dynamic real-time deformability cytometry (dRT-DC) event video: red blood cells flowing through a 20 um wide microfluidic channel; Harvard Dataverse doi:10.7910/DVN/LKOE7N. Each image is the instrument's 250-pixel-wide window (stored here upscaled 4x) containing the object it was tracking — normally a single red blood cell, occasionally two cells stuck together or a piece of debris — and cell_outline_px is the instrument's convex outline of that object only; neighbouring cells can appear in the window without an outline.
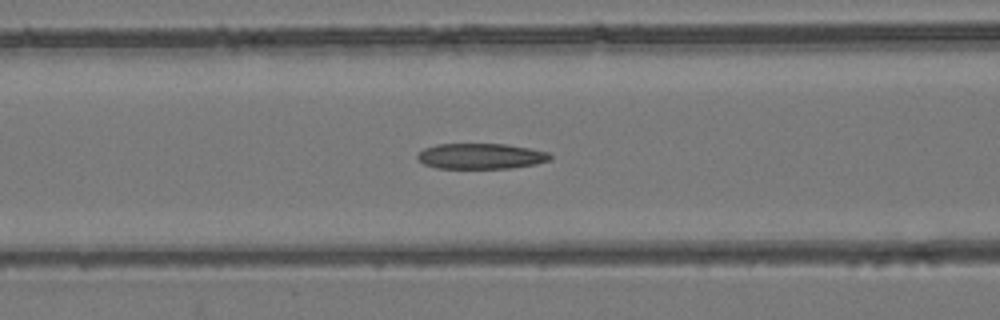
{"species": "common noctule bat (a hibernating species)", "species_latin": "Nyctalus noctula", "temperature_condition": "room temperature", "stored_images_in_passage": 43, "camera_frame_rate_fps": 3000, "um_per_image_px": 0.085, "animal": {"sex": "female", "body_mass_g": 24.6, "forearm_length_mm": 56.2}, "frame": {"image": 1, "passage_image": 12, "time_ms": 3.667, "image_size_px": [1000, 320], "cell_outline_px": [[552, 160], [536, 164], [508, 168], [436, 168], [424, 164], [416, 156], [424, 148], [436, 144], [504, 144], [528, 148], [548, 152], [552, 156]], "centroid_in_image_um": [40.88, 13.27], "position_along_channel_um": 125.7, "area_um2": 19.71}}
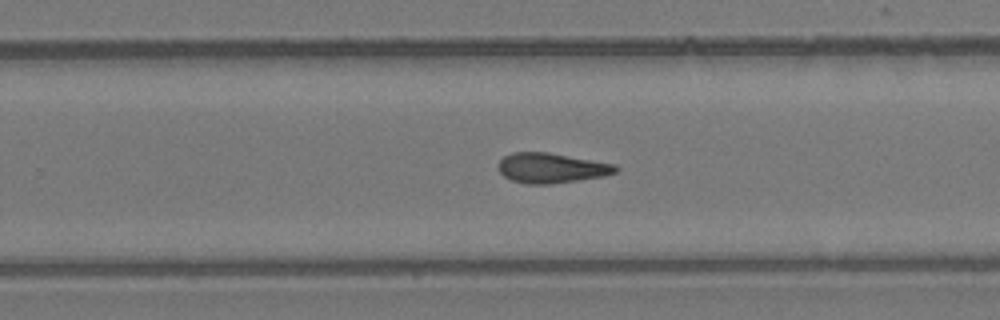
{"frame": {"image": 2, "passage_image": 24, "time_ms": 7.667, "image_size_px": [1000, 320], "cell_outline_px": [[620, 168], [616, 172], [604, 176], [548, 184], [528, 184], [512, 180], [504, 176], [500, 172], [496, 164], [504, 156], [512, 152], [548, 152], [616, 164]], "centroid_in_image_um": [46.86, 14.27], "position_along_channel_um": 282.9, "area_um2": 20.52}}
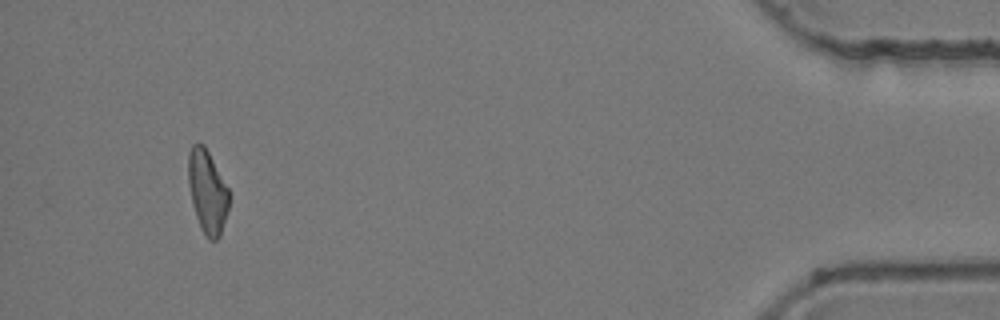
{"frame": {"image": 3, "passage_image": 40, "time_ms": 13.0, "image_size_px": [1000, 320], "cell_outline_px": [[228, 208], [220, 236], [216, 240], [208, 240], [200, 228], [192, 204], [188, 184], [188, 152], [192, 144], [204, 144], [228, 188]], "centroid_in_image_um": [17.6, 16.3], "position_along_channel_um": 417.6, "area_um2": 19.65}, "authors_computed_cell_mechanics": {"area_um2": 20.519, "velocity_mm_per_s": 3.9428, "shape_relaxation_time_tau1_ms": null, "shape_relaxation_time_tau2_ms": 5.2774, "deformation_change_tau1": null, "deformation_change_tau2": 0.1452}}